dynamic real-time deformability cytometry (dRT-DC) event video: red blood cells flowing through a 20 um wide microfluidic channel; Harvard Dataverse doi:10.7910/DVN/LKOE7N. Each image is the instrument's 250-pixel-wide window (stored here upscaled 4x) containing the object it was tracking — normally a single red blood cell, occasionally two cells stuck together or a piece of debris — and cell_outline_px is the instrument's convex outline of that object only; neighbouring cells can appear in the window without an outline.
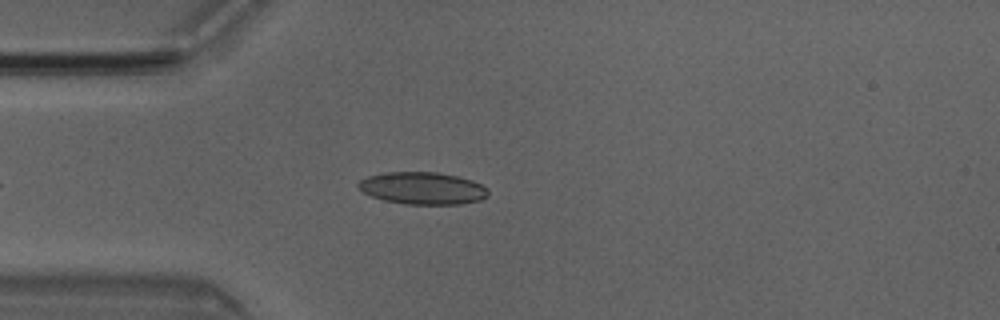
{"species": "Egyptian fruit bat (a non-hibernating species)", "species_latin": "Rousettus aegyptiacus", "temperature_condition": "room temperature", "stored_images_in_passage": 1, "camera_frame_rate_fps": 3000, "um_per_image_px": 0.085, "animal": {"sex": "male"}, "frame": {"image": 1, "passage_image": 1, "time_ms": 0.0, "image_size_px": [1000, 320], "cell_outline_px": [[488, 196], [480, 200], [460, 204], [404, 204], [384, 200], [372, 196], [364, 192], [356, 184], [360, 180], [368, 176], [380, 172], [436, 172], [456, 176], [472, 180], [488, 188]], "centroid_in_image_um": [35.92, 15.99], "position_along_channel_um": 49.1, "area_um2": 24.39}}